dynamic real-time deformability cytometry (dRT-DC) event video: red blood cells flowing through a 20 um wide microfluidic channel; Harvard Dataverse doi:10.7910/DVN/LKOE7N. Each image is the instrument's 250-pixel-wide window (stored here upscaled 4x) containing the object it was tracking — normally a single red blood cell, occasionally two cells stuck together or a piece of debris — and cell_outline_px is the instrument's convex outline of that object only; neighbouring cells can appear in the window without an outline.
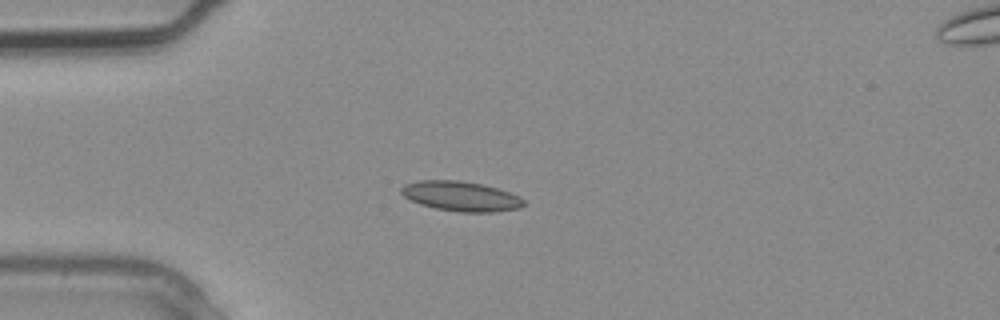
{"species": "common noctule bat (a hibernating species)", "species_latin": "Nyctalus noctula", "temperature_condition": "warm", "stored_images_in_passage": 3, "camera_frame_rate_fps": 3000, "um_per_image_px": 0.085, "animal": {"sex": "male", "body_mass_g": 20.4}, "frame": {"image": 1, "passage_image": 3, "time_ms": 0.667, "image_size_px": [1000, 320], "cell_outline_px": [[524, 204], [520, 208], [492, 212], [460, 212], [436, 208], [420, 204], [404, 196], [400, 192], [400, 188], [404, 184], [420, 180], [456, 180], [484, 184], [520, 196], [524, 200]], "centroid_in_image_um": [39.17, 16.67], "position_along_channel_um": 45.8, "area_um2": 21.21}}